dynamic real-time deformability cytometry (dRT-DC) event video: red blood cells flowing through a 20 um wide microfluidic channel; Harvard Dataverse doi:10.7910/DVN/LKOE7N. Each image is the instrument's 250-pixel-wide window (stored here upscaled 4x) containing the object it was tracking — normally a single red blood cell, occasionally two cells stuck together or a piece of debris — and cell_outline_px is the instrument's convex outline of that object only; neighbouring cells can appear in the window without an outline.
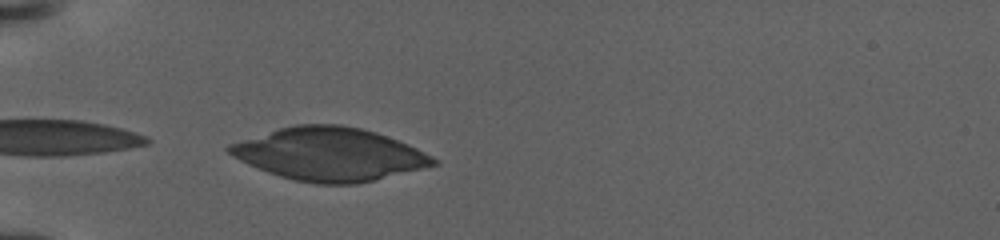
{"species": "human", "species_latin": "Homo sapiens", "temperature_condition": "warm", "stored_images_in_passage": 12, "camera_frame_rate_fps": 3000, "um_per_image_px": 0.085, "donor": {"sex": "female"}, "frame": {"image": 1, "passage_image": 2, "time_ms": 0.333, "image_size_px": [1000, 240], "cell_outline_px": [[440, 164], [424, 168], [356, 184], [316, 184], [292, 180], [268, 172], [248, 164], [232, 156], [224, 148], [228, 144], [280, 128], [296, 124], [340, 124], [360, 128], [376, 132], [408, 144], [440, 160]], "centroid_in_image_um": [28.01, 13.11], "position_along_channel_um": 57.0, "area_um2": 62.89}}